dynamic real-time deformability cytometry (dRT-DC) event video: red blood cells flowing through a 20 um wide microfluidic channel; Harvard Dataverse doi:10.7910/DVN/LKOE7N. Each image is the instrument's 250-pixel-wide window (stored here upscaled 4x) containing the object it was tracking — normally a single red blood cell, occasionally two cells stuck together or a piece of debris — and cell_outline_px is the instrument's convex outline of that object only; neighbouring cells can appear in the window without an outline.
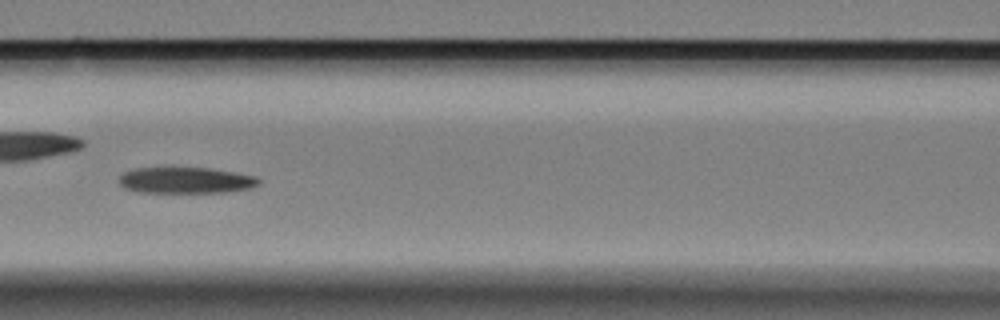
{"species": "Egyptian fruit bat (a non-hibernating species)", "species_latin": "Rousettus aegyptiacus", "temperature_condition": "cold", "stored_images_in_passage": 41, "camera_frame_rate_fps": 3000, "um_per_image_px": 0.085, "animal": {"sex": "female"}, "frame": {"image": 1, "passage_image": 12, "time_ms": 3.667, "image_size_px": [1000, 320], "cell_outline_px": [[260, 184], [248, 188], [224, 192], [140, 192], [124, 188], [120, 184], [120, 176], [124, 172], [136, 168], [208, 168], [256, 176], [260, 180]], "centroid_in_image_um": [15.78, 15.32], "position_along_channel_um": 150.8, "area_um2": 20.98}, "authors_computed_cell_mechanics": {"area_um2": 22.3686, "velocity_mm_per_s": 3.3149, "shape_relaxation_time_tau1_ms": 9.5648, "shape_relaxation_time_tau2_ms": null, "deformation_change_tau1": 0.2095, "deformation_change_tau2": null}}